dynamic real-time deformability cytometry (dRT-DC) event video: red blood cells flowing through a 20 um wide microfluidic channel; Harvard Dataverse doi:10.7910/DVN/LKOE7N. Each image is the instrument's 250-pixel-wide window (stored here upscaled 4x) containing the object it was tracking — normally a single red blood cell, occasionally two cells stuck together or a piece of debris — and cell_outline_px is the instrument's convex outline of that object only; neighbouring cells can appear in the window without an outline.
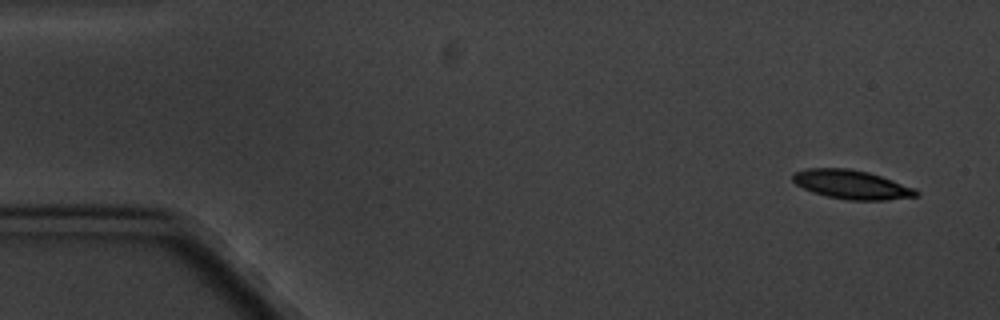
{"species": "common noctule bat (a hibernating species)", "species_latin": "Nyctalus noctula", "temperature_condition": "cold", "stored_images_in_passage": 5, "camera_frame_rate_fps": 3000, "um_per_image_px": 0.085, "animal": {"sex": "male", "body_mass_g": 20.1, "forearm_length_mm": 53.5}, "frame": {"image": 1, "passage_image": 1, "time_ms": 0.0, "image_size_px": [1000, 320], "cell_outline_px": [[920, 196], [888, 200], [848, 200], [828, 196], [812, 192], [796, 184], [792, 180], [792, 176], [796, 172], [808, 168], [848, 168], [868, 172], [916, 188], [920, 192]], "centroid_in_image_um": [72.43, 15.69], "position_along_channel_um": 12.6, "area_um2": 20.81}}
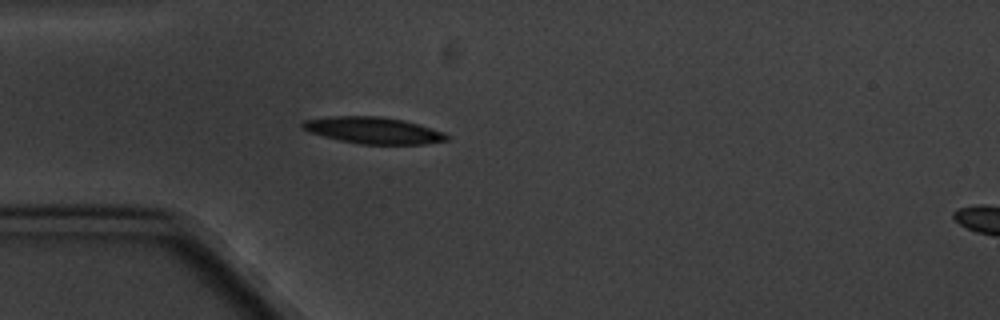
{"frame": {"image": 2, "passage_image": 5, "time_ms": 4.333, "image_size_px": [1000, 320], "cell_outline_px": [[448, 140], [424, 144], [360, 144], [340, 140], [308, 132], [300, 128], [300, 124], [304, 120], [332, 116], [380, 116], [404, 120], [420, 124], [444, 132], [448, 136]], "centroid_in_image_um": [31.72, 11.07], "position_along_channel_um": 53.3, "area_um2": 22.43}}